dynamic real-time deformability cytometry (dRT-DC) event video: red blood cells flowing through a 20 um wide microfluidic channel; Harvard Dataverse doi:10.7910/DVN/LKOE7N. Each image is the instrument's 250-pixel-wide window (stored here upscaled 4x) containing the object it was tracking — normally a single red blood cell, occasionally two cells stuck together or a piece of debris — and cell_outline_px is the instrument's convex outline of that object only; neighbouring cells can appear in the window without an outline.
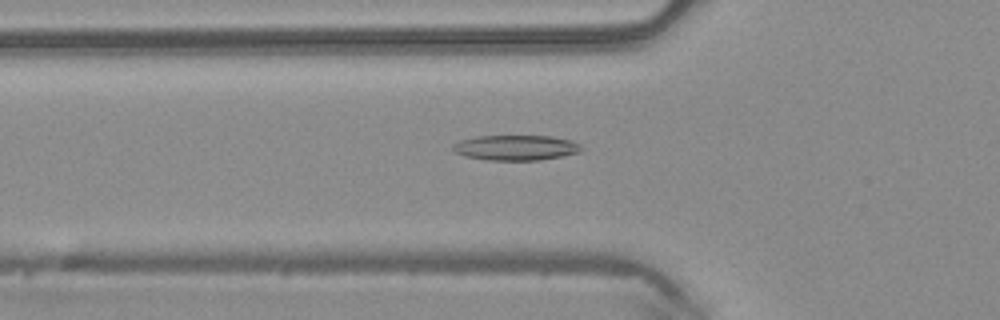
{"species": "common noctule bat (a hibernating species)", "species_latin": "Nyctalus noctula", "temperature_condition": "warm", "stored_images_in_passage": 28, "camera_frame_rate_fps": 3000, "um_per_image_px": 0.085, "animal": {"sex": "male", "body_mass_g": 20.4}, "frame": {"image": 1, "passage_image": 2, "time_ms": 0.333, "image_size_px": [1000, 320], "cell_outline_px": [[584, 148], [580, 152], [540, 160], [488, 160], [464, 156], [456, 152], [452, 148], [452, 144], [460, 140], [476, 136], [552, 136], [568, 140], [580, 144]], "centroid_in_image_um": [43.83, 12.55], "position_along_channel_um": 82.0, "area_um2": 18.84}}
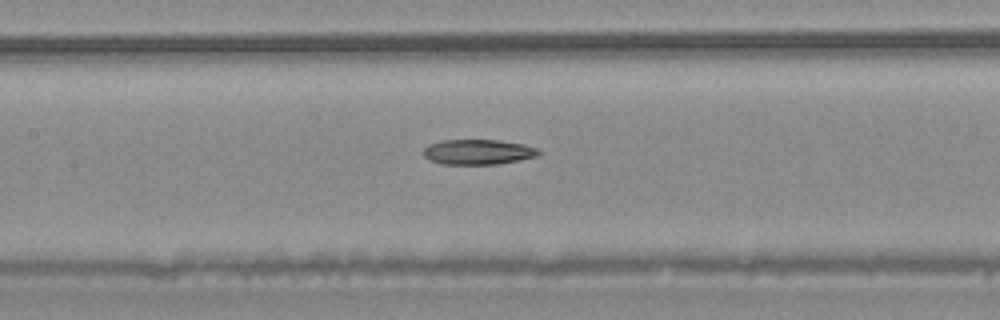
{"frame": {"image": 2, "passage_image": 8, "time_ms": 2.333, "image_size_px": [1000, 320], "cell_outline_px": [[544, 152], [536, 156], [520, 160], [496, 164], [440, 164], [428, 160], [424, 156], [424, 148], [428, 144], [444, 140], [500, 140], [524, 144], [536, 148]], "centroid_in_image_um": [40.64, 12.92], "position_along_channel_um": 166.8, "area_um2": 16.99}}
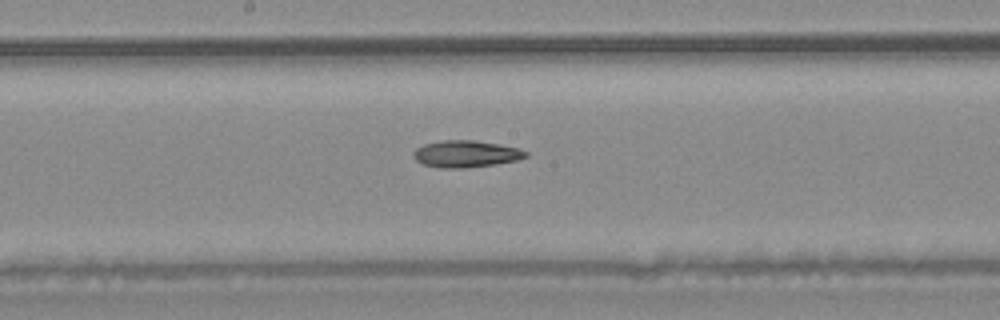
{"frame": {"image": 3, "passage_image": 11, "time_ms": 3.333, "image_size_px": [1000, 320], "cell_outline_px": [[528, 156], [516, 160], [492, 164], [460, 168], [440, 168], [424, 164], [416, 160], [412, 156], [412, 152], [416, 148], [424, 144], [440, 140], [472, 140], [496, 144], [516, 148], [528, 152]], "centroid_in_image_um": [39.53, 13.07], "position_along_channel_um": 208.7, "area_um2": 17.28}}